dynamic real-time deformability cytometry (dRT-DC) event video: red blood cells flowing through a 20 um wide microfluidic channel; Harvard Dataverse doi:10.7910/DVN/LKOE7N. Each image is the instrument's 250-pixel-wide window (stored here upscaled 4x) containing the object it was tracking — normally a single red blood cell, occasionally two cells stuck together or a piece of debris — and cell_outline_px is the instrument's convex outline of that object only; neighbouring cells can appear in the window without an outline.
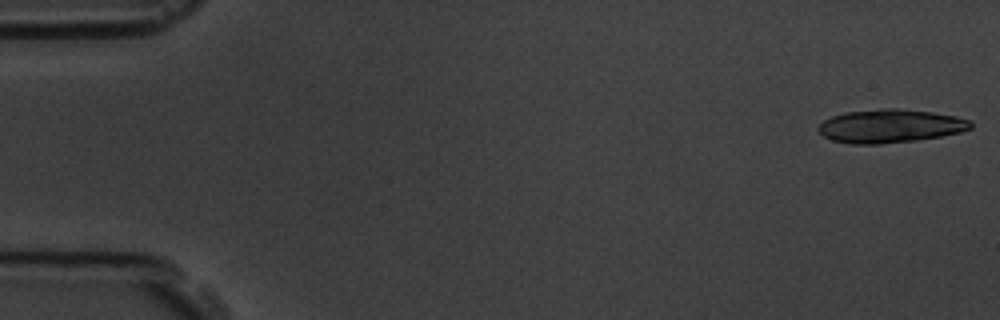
{"species": "common noctule bat (a hibernating species)", "species_latin": "Nyctalus noctula", "temperature_condition": "room temperature", "stored_images_in_passage": 57, "camera_frame_rate_fps": 3000, "um_per_image_px": 0.085, "animal": {"sex": "male", "body_mass_g": 19.5, "forearm_length_mm": 54.6}, "frame": {"image": 1, "passage_image": 1, "time_ms": 0.0, "image_size_px": [1000, 320], "cell_outline_px": [[972, 128], [960, 132], [940, 136], [916, 140], [880, 144], [852, 144], [832, 140], [824, 136], [816, 128], [824, 120], [832, 116], [848, 112], [880, 108], [896, 108], [932, 112], [956, 116], [972, 120]], "centroid_in_image_um": [75.68, 10.71], "position_along_channel_um": 9.3, "area_um2": 29.65}}
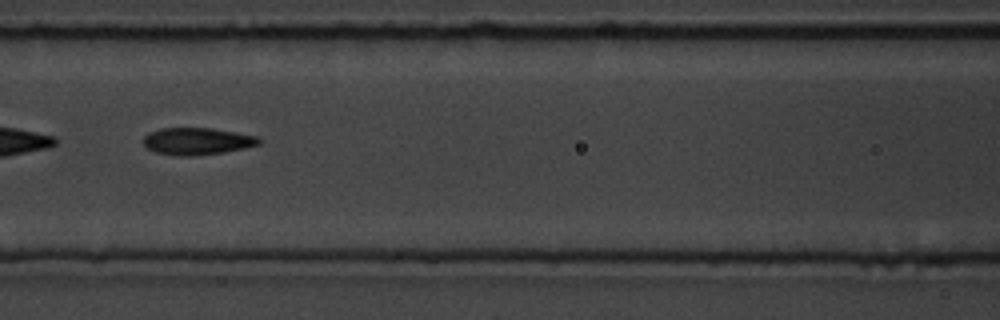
{"frame": {"image": 2, "passage_image": 25, "time_ms": 8.0, "image_size_px": [1000, 320], "cell_outline_px": [[264, 140], [260, 144], [244, 148], [224, 152], [192, 156], [184, 156], [156, 152], [148, 148], [144, 144], [144, 136], [148, 132], [160, 128], [212, 128], [260, 136]], "centroid_in_image_um": [16.81, 11.99], "position_along_channel_um": 149.8, "area_um2": 18.32}, "authors_computed_cell_mechanics": {"area_um2": 18.3804, "velocity_mm_per_s": 3.5985, "shape_relaxation_time_tau1_ms": 4.0065, "shape_relaxation_time_tau2_ms": 3.8913, "deformation_change_tau1": 0.152, "deformation_change_tau2": 0.1164}}